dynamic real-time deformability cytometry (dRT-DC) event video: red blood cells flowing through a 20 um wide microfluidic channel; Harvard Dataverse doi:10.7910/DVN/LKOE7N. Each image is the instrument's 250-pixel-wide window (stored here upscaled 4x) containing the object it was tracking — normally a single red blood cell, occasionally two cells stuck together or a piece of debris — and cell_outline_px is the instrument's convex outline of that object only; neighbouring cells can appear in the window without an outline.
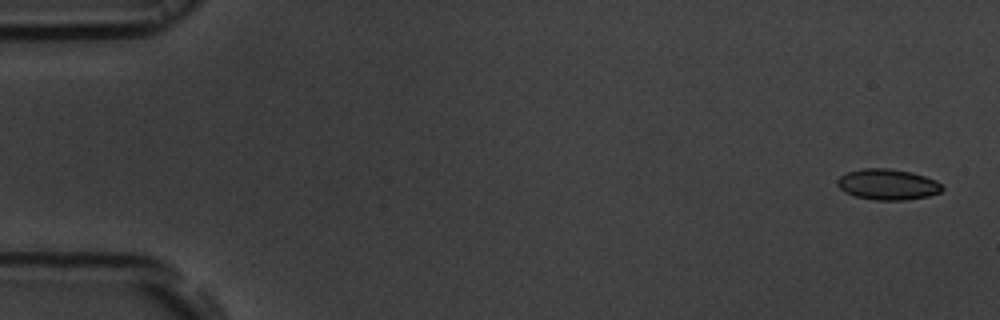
{"species": "common noctule bat (a hibernating species)", "species_latin": "Nyctalus noctula", "temperature_condition": "room temperature", "stored_images_in_passage": 48, "camera_frame_rate_fps": 3000, "um_per_image_px": 0.085, "animal": {"sex": "male", "body_mass_g": 19.5, "forearm_length_mm": 54.6}, "frame": {"image": 1, "passage_image": 1, "time_ms": 0.0, "image_size_px": [1000, 320], "cell_outline_px": [[940, 192], [920, 196], [864, 196], [852, 192], [844, 188], [840, 184], [852, 172], [904, 172], [920, 176], [932, 180], [940, 184]], "centroid_in_image_um": [75.62, 15.67], "position_along_channel_um": 9.4, "area_um2": 14.39}}
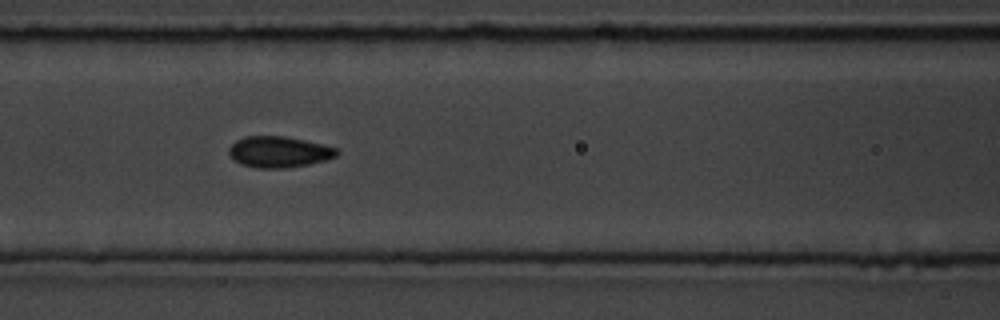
{"frame": {"image": 2, "passage_image": 22, "time_ms": 7.0, "image_size_px": [1000, 320], "cell_outline_px": [[336, 152], [328, 156], [296, 164], [248, 164], [240, 160], [232, 152], [232, 148], [240, 140], [292, 140], [332, 148]], "centroid_in_image_um": [23.7, 12.91], "position_along_channel_um": 142.9, "area_um2": 14.28}}
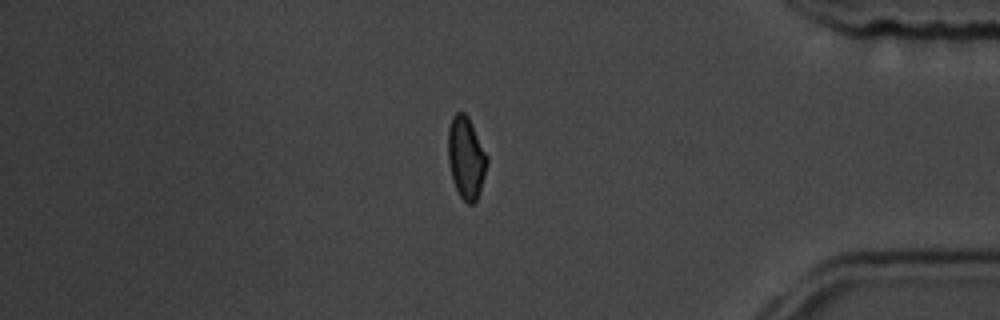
{"frame": {"image": 3, "passage_image": 44, "time_ms": 14.333, "image_size_px": [1000, 320], "cell_outline_px": [[484, 168], [480, 184], [476, 196], [472, 200], [468, 200], [460, 192], [456, 184], [452, 172], [452, 120], [460, 112], [468, 120], [484, 156]], "centroid_in_image_um": [39.63, 13.42], "position_along_channel_um": 395.6, "area_um2": 14.62}}